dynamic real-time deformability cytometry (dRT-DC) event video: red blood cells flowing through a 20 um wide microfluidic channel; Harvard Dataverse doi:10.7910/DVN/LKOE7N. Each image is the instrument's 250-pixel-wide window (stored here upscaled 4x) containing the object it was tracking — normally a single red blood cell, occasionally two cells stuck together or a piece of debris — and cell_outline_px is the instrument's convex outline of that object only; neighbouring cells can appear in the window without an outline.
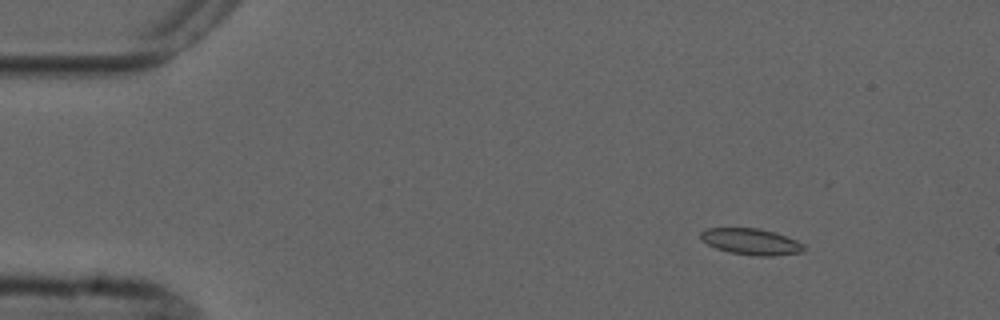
{"species": "common noctule bat (a hibernating species)", "species_latin": "Nyctalus noctula", "temperature_condition": "cold", "stored_images_in_passage": 5, "camera_frame_rate_fps": 3000, "um_per_image_px": 0.085, "animal": {"sex": "male", "forearm_length_mm": 52.5}, "frame": {"image": 1, "passage_image": 2, "time_ms": 1.0, "image_size_px": [1000, 320], "cell_outline_px": [[804, 248], [800, 252], [772, 256], [760, 256], [732, 252], [716, 248], [708, 244], [700, 236], [700, 232], [708, 228], [760, 228], [776, 232], [796, 240], [804, 244]], "centroid_in_image_um": [63.86, 20.52], "position_along_channel_um": 21.1, "area_um2": 15.55}}
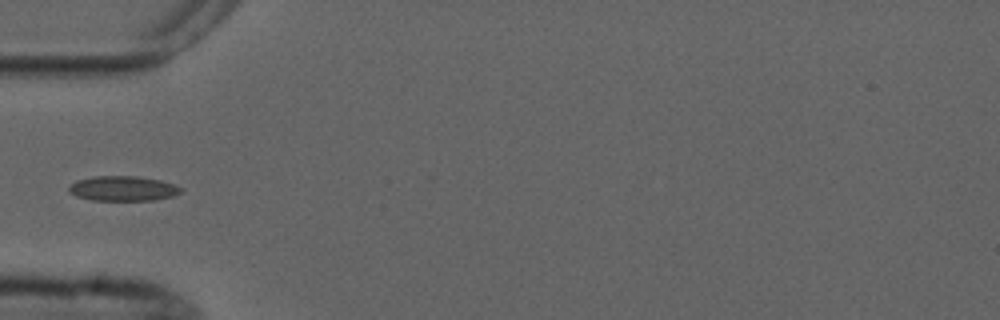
{"frame": {"image": 2, "passage_image": 4, "time_ms": 4.667, "image_size_px": [1000, 320], "cell_outline_px": [[184, 188], [180, 192], [172, 196], [152, 200], [92, 200], [76, 196], [68, 192], [68, 188], [76, 180], [96, 176], [136, 176], [160, 180]], "centroid_in_image_um": [10.43, 16.02], "position_along_channel_um": 74.6, "area_um2": 16.13}}
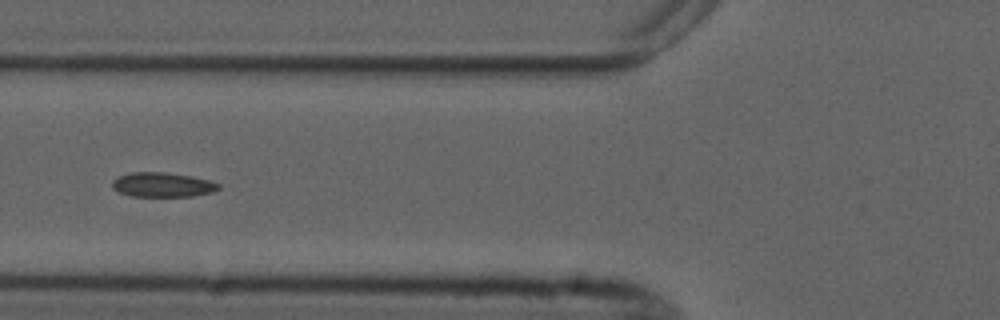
{"frame": {"image": 3, "passage_image": 5, "time_ms": 5.667, "image_size_px": [1000, 320], "cell_outline_px": [[220, 188], [212, 192], [192, 196], [132, 196], [120, 192], [112, 188], [112, 180], [116, 176], [132, 172], [164, 172], [192, 176], [208, 180], [220, 184]], "centroid_in_image_um": [13.79, 15.69], "position_along_channel_um": 112.0, "area_um2": 15.2}}